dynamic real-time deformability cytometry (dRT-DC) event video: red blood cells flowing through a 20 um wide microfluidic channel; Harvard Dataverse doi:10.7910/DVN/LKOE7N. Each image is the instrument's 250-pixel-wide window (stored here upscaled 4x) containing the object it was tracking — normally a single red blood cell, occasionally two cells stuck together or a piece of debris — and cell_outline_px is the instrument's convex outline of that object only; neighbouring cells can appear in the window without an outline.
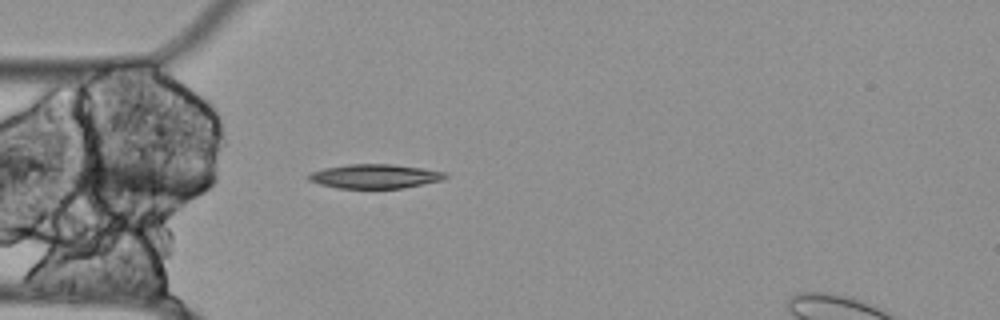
{"species": "Egyptian fruit bat (a non-hibernating species)", "species_latin": "Rousettus aegyptiacus", "temperature_condition": "cold", "stored_images_in_passage": 15, "camera_frame_rate_fps": 3000, "um_per_image_px": 0.085, "animal": {"sex": "female"}, "frame": {"image": 1, "passage_image": 15, "time_ms": 4.667, "image_size_px": [1000, 320], "cell_outline_px": [[448, 176], [444, 180], [404, 188], [336, 188], [320, 184], [308, 180], [304, 176], [308, 172], [324, 168], [348, 164], [392, 164], [424, 168], [448, 172]], "centroid_in_image_um": [31.86, 14.98], "position_along_channel_um": 53.1, "area_um2": 19.65}}